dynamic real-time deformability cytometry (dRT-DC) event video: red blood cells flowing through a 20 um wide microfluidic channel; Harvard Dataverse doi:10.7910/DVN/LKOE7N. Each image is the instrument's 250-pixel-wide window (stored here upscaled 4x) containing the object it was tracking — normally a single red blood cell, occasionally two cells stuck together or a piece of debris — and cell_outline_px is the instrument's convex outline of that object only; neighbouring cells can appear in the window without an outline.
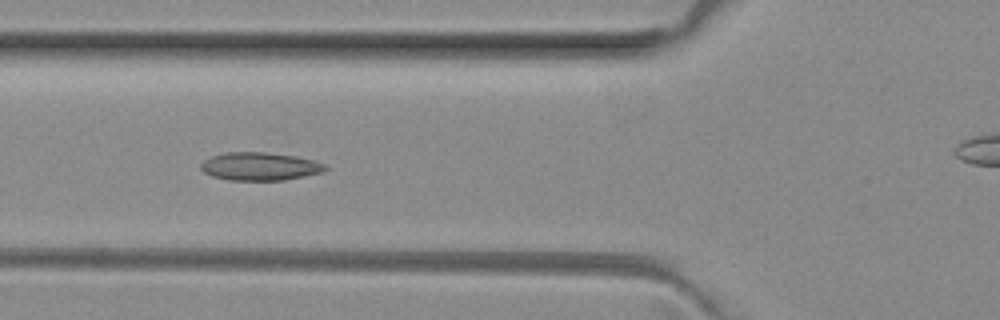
{"species": "common noctule bat (a hibernating species)", "species_latin": "Nyctalus noctula", "temperature_condition": "room temperature", "stored_images_in_passage": 8, "camera_frame_rate_fps": 3000, "um_per_image_px": 0.085, "animal": {"sex": "female", "body_mass_g": 29.2, "forearm_length_mm": 56.3}, "frame": {"image": 1, "passage_image": 6, "time_ms": 1.667, "image_size_px": [1000, 320], "cell_outline_px": [[328, 168], [324, 172], [284, 180], [228, 180], [212, 176], [204, 172], [200, 168], [200, 164], [204, 160], [212, 156], [228, 152], [264, 152], [296, 156], [328, 164]], "centroid_in_image_um": [22.11, 14.14], "position_along_channel_um": 103.7, "area_um2": 20.4}}
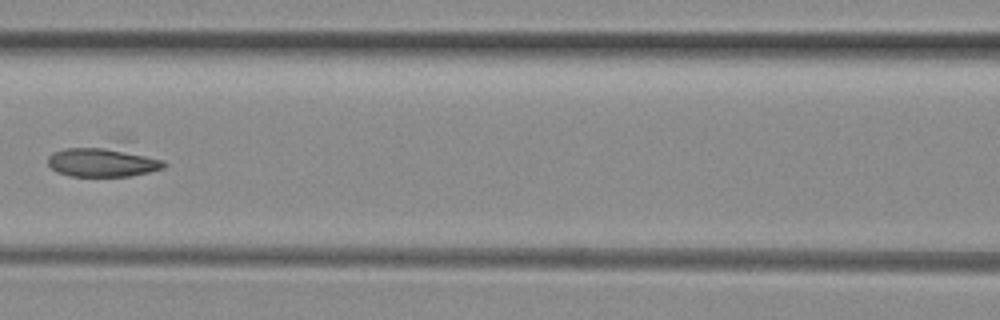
{"frame": {"image": 2, "passage_image": 7, "time_ms": 2.0, "image_size_px": [1000, 320], "cell_outline_px": [[168, 164], [164, 168], [148, 172], [128, 176], [68, 176], [56, 172], [48, 164], [48, 156], [52, 152], [64, 148], [124, 140], [132, 140], [164, 160]], "centroid_in_image_um": [8.97, 13.59], "position_along_channel_um": 157.6, "area_um2": 23.35}}
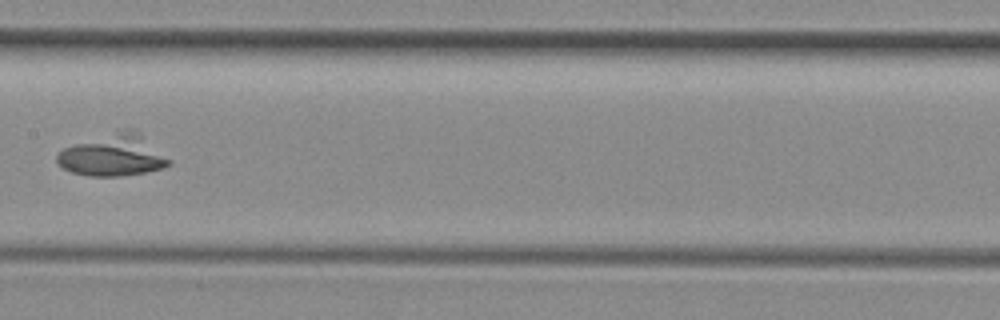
{"frame": {"image": 3, "passage_image": 8, "time_ms": 2.333, "image_size_px": [1000, 320], "cell_outline_px": [[172, 164], [164, 168], [144, 172], [120, 176], [88, 176], [72, 172], [64, 168], [56, 160], [56, 156], [64, 148], [124, 128], [128, 128], [136, 132], [172, 160]], "centroid_in_image_um": [9.63, 13.22], "position_along_channel_um": 197.8, "area_um2": 26.65}}